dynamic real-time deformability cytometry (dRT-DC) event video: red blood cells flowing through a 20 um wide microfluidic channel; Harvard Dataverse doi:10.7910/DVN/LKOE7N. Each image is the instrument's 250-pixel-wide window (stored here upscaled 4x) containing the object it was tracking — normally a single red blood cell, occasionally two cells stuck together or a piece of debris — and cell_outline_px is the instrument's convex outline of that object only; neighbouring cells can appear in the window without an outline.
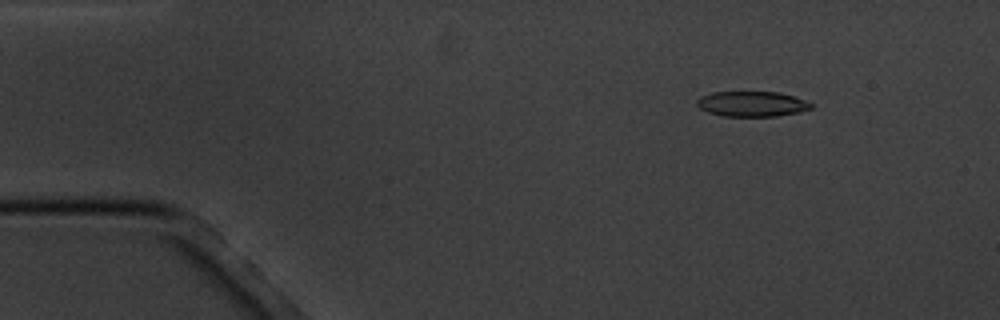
{"species": "common noctule bat (a hibernating species)", "species_latin": "Nyctalus noctula", "temperature_condition": "cold", "stored_images_in_passage": 11, "camera_frame_rate_fps": 3000, "um_per_image_px": 0.085, "animal": {"sex": "male", "body_mass_g": 20.1, "forearm_length_mm": 53.5}, "frame": {"image": 1, "passage_image": 2, "time_ms": 1.333, "image_size_px": [1000, 320], "cell_outline_px": [[812, 108], [800, 112], [776, 116], [724, 116], [708, 112], [700, 108], [696, 104], [696, 100], [700, 96], [712, 92], [780, 92], [804, 100], [812, 104]], "centroid_in_image_um": [63.89, 8.83], "position_along_channel_um": 21.1, "area_um2": 16.76}}
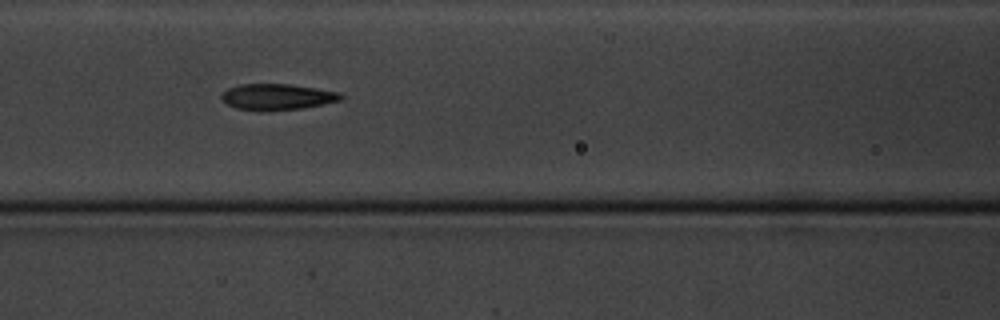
{"frame": {"image": 2, "passage_image": 7, "time_ms": 7.0, "image_size_px": [1000, 320], "cell_outline_px": [[344, 96], [340, 100], [324, 104], [304, 108], [236, 108], [220, 100], [220, 96], [228, 88], [240, 84], [292, 84], [340, 92]], "centroid_in_image_um": [23.6, 8.18], "position_along_channel_um": 143.0, "area_um2": 17.46}}
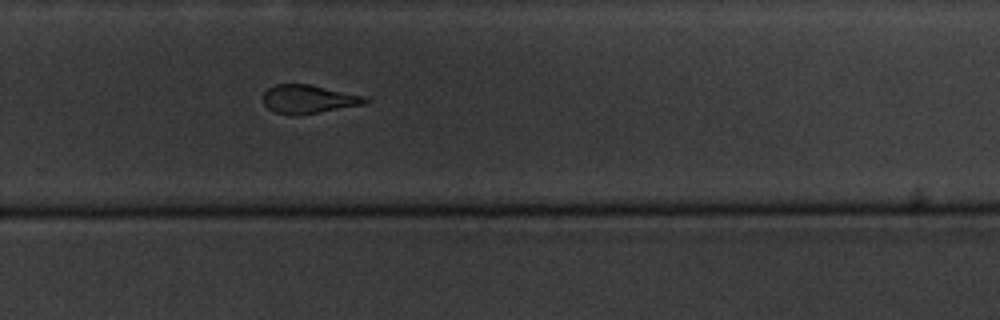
{"frame": {"image": 3, "passage_image": 11, "time_ms": 11.667, "image_size_px": [1000, 320], "cell_outline_px": [[368, 100], [364, 104], [300, 116], [292, 116], [276, 112], [268, 108], [264, 104], [264, 92], [268, 88], [276, 84], [308, 84], [368, 96]], "centroid_in_image_um": [26.24, 8.44], "position_along_channel_um": 303.6, "area_um2": 17.11}}